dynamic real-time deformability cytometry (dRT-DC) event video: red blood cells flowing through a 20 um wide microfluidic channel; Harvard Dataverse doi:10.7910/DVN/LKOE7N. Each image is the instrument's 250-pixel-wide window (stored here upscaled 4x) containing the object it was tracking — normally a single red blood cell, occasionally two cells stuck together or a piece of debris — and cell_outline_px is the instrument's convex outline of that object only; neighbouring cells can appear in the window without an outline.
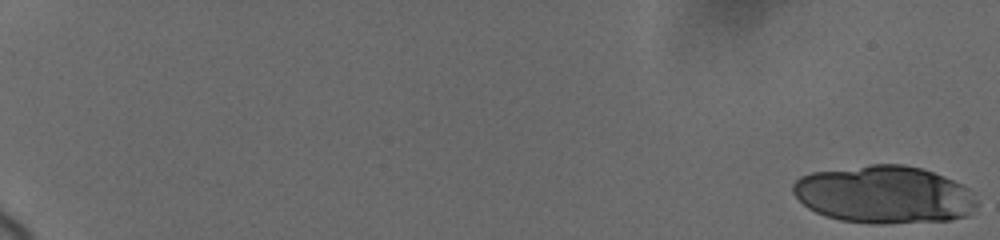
{"species": "human", "species_latin": "Homo sapiens", "temperature_condition": "cold", "stored_images_in_passage": 28, "camera_frame_rate_fps": 3000, "um_per_image_px": 0.085, "donor": {"sex": "female"}, "frame": {"image": 1, "passage_image": 1, "time_ms": 0.0, "image_size_px": [1000, 240], "cell_outline_px": [[980, 204], [968, 216], [952, 220], [880, 224], [876, 224], [840, 220], [824, 216], [808, 208], [792, 192], [792, 184], [800, 176], [812, 172], [868, 164], [904, 164], [920, 168], [944, 176], [968, 188]], "centroid_in_image_um": [75.16, 16.54], "position_along_channel_um": 9.8, "area_um2": 62.25}}